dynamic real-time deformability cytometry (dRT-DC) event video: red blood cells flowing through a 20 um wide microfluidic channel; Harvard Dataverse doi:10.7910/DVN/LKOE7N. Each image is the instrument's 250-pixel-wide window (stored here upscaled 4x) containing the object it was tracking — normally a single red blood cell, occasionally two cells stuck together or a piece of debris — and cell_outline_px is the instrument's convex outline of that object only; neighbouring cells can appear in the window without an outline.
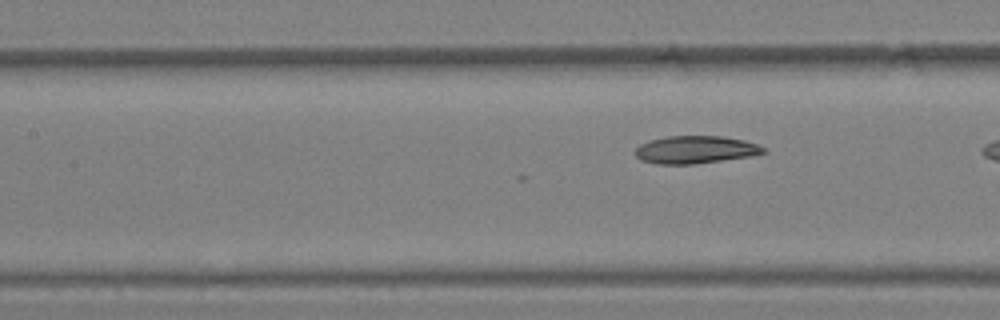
{"species": "Egyptian fruit bat (a non-hibernating species)", "species_latin": "Rousettus aegyptiacus", "temperature_condition": "warm", "stored_images_in_passage": 17, "camera_frame_rate_fps": 3000, "um_per_image_px": 0.085, "animal": {"sex": "female"}, "frame": {"image": 1, "passage_image": 17, "time_ms": 5.333, "image_size_px": [1000, 320], "cell_outline_px": [[764, 152], [748, 156], [696, 164], [656, 164], [640, 160], [632, 152], [640, 144], [652, 140], [668, 136], [724, 136], [744, 140], [756, 144], [764, 148]], "centroid_in_image_um": [59.04, 12.72], "position_along_channel_um": 148.4, "area_um2": 20.52}}